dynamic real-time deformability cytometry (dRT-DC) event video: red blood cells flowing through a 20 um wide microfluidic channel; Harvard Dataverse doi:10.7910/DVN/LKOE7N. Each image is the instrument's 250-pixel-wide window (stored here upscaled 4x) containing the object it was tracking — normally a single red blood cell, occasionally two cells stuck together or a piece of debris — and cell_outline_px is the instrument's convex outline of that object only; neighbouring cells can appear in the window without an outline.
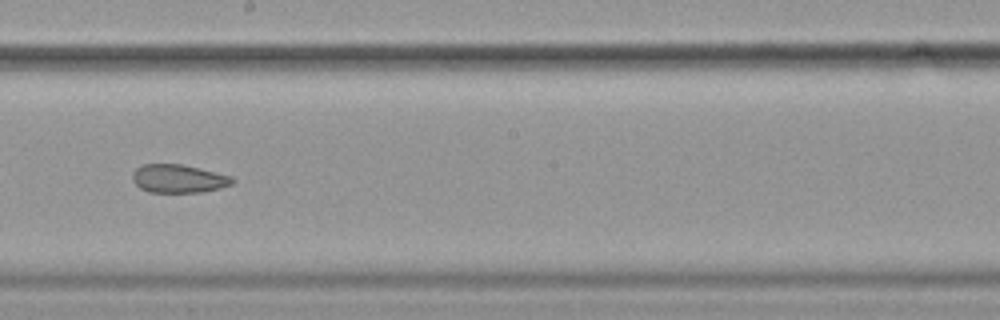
{"species": "common noctule bat (a hibernating species)", "species_latin": "Nyctalus noctula", "temperature_condition": "cold", "stored_images_in_passage": 57, "camera_frame_rate_fps": 3000, "um_per_image_px": 0.085, "animal": {"sex": "female", "body_mass_g": 19.9}, "frame": {"image": 1, "passage_image": 33, "time_ms": 10.667, "image_size_px": [1000, 320], "cell_outline_px": [[236, 180], [232, 184], [220, 188], [200, 192], [148, 192], [140, 188], [132, 180], [132, 172], [136, 168], [144, 164], [180, 164], [200, 168], [232, 176]], "centroid_in_image_um": [15.17, 15.18], "position_along_channel_um": 233.0, "area_um2": 16.53}, "authors_computed_cell_mechanics": {"area_um2": 22.0796, "velocity_mm_per_s": 3.5939, "shape_relaxation_time_tau1_ms": null, "shape_relaxation_time_tau2_ms": 4.6372, "deformation_change_tau1": null, "deformation_change_tau2": 0.1233}}